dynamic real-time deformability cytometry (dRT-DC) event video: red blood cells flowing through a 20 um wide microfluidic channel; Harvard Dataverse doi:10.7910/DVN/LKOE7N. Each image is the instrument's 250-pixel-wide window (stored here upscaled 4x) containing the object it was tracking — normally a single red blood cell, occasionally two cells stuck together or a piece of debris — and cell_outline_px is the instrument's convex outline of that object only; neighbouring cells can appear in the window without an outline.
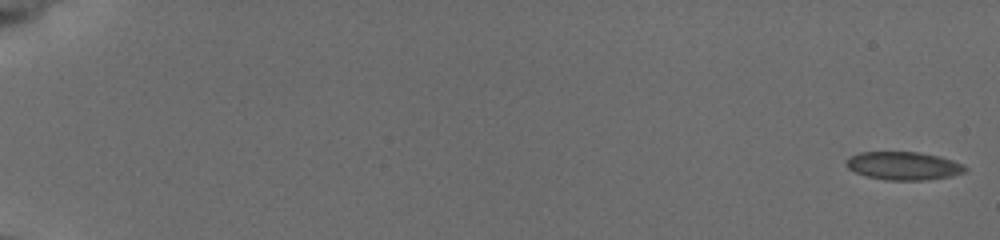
{"species": "common noctule bat (a hibernating species)", "species_latin": "Nyctalus noctula", "temperature_condition": "cold", "stored_images_in_passage": 57, "camera_frame_rate_fps": 3000, "um_per_image_px": 0.085, "animal": {"sex": "female", "body_mass_g": 19.5, "forearm_length_mm": 54.1}, "frame": {"image": 1, "passage_image": 1, "time_ms": 0.0, "image_size_px": [1000, 240], "cell_outline_px": [[968, 168], [964, 172], [952, 176], [924, 180], [884, 180], [868, 176], [856, 172], [848, 168], [844, 164], [844, 160], [848, 156], [860, 152], [920, 152], [940, 156], [964, 164]], "centroid_in_image_um": [76.79, 14.08], "position_along_channel_um": 8.2, "area_um2": 19.71}}
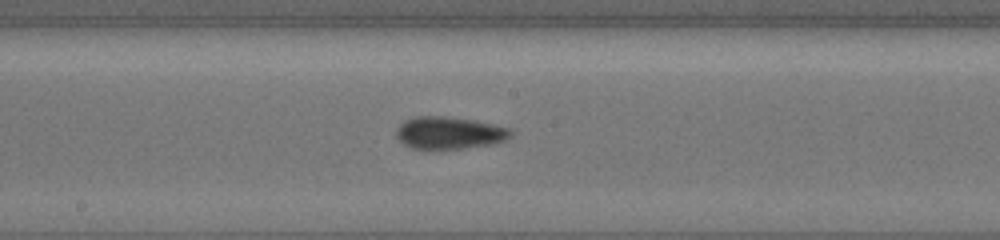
{"frame": {"image": 2, "passage_image": 33, "time_ms": 10.667, "image_size_px": [1000, 240], "cell_outline_px": [[512, 136], [504, 140], [488, 144], [460, 148], [412, 148], [404, 144], [396, 136], [396, 128], [404, 120], [416, 116], [444, 116], [476, 120], [508, 128], [512, 132]], "centroid_in_image_um": [38.15, 11.27], "position_along_channel_um": 210.1, "area_um2": 21.21}}
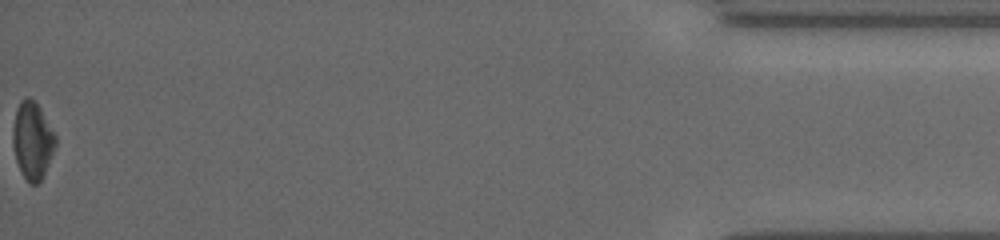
{"frame": {"image": 3, "passage_image": 57, "time_ms": 18.667, "image_size_px": [1000, 240], "cell_outline_px": [[56, 144], [44, 176], [40, 184], [28, 184], [16, 160], [12, 144], [12, 128], [16, 108], [20, 100], [24, 96], [28, 96], [40, 108], [56, 136]], "centroid_in_image_um": [2.74, 11.95], "position_along_channel_um": 432.5, "area_um2": 19.36}, "authors_computed_cell_mechanics": {"area_um2": 19.941, "velocity_mm_per_s": 3.7783, "shape_relaxation_time_tau1_ms": 6.0796, "shape_relaxation_time_tau2_ms": 3.4216, "deformation_change_tau1": 0.1199, "deformation_change_tau2": 0.0867}}